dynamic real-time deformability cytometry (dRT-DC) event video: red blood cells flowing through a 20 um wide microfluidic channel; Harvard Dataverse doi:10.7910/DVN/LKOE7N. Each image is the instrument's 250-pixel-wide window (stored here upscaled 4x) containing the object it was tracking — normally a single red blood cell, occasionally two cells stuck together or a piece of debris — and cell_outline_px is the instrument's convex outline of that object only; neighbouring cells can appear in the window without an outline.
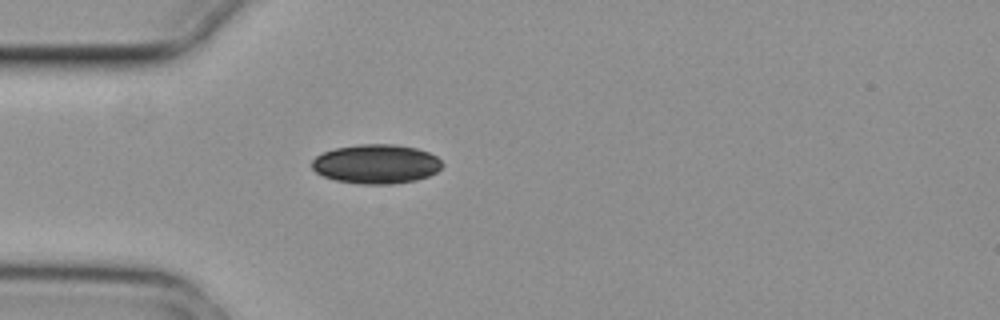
{"species": "common noctule bat (a hibernating species)", "species_latin": "Nyctalus noctula", "temperature_condition": "cold", "stored_images_in_passage": 3, "camera_frame_rate_fps": 3000, "um_per_image_px": 0.085, "animal": {"sex": "female", "body_mass_g": 29.2, "forearm_length_mm": 56.3}, "frame": {"image": 1, "passage_image": 3, "time_ms": 0.667, "image_size_px": [1000, 320], "cell_outline_px": [[444, 164], [436, 172], [428, 176], [416, 180], [392, 184], [360, 184], [336, 180], [324, 176], [316, 172], [312, 168], [312, 160], [316, 156], [324, 152], [336, 148], [360, 144], [392, 144], [416, 148], [428, 152], [436, 156]], "centroid_in_image_um": [31.98, 13.94], "position_along_channel_um": 53.0, "area_um2": 29.71}}